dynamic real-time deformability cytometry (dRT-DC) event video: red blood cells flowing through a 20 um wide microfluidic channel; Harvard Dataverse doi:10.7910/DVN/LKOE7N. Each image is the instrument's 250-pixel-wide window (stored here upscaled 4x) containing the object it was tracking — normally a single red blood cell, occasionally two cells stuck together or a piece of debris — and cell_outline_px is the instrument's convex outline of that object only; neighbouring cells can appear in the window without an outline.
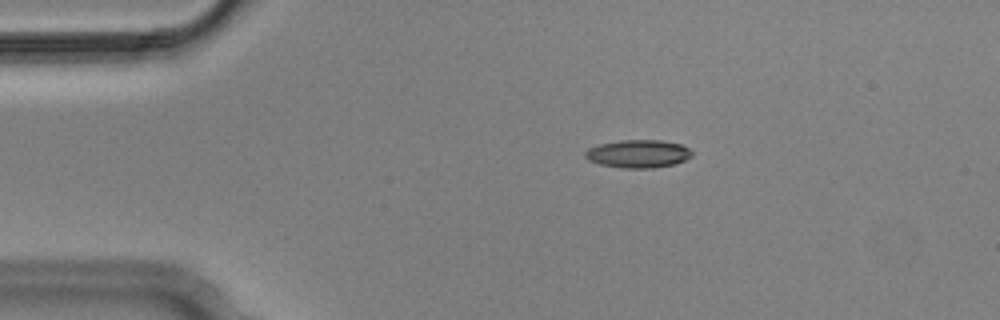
{"species": "Egyptian fruit bat (a non-hibernating species)", "species_latin": "Rousettus aegyptiacus", "temperature_condition": "cold", "stored_images_in_passage": 5, "camera_frame_rate_fps": 3000, "um_per_image_px": 0.085, "animal": {"sex": "male"}, "frame": {"image": 1, "passage_image": 2, "time_ms": 0.333, "image_size_px": [1000, 320], "cell_outline_px": [[692, 156], [676, 164], [652, 168], [620, 168], [600, 164], [588, 160], [584, 156], [584, 152], [588, 148], [600, 144], [620, 140], [660, 140], [680, 144], [688, 148], [692, 152]], "centroid_in_image_um": [54.23, 13.07], "position_along_channel_um": 30.8, "area_um2": 17.46}}
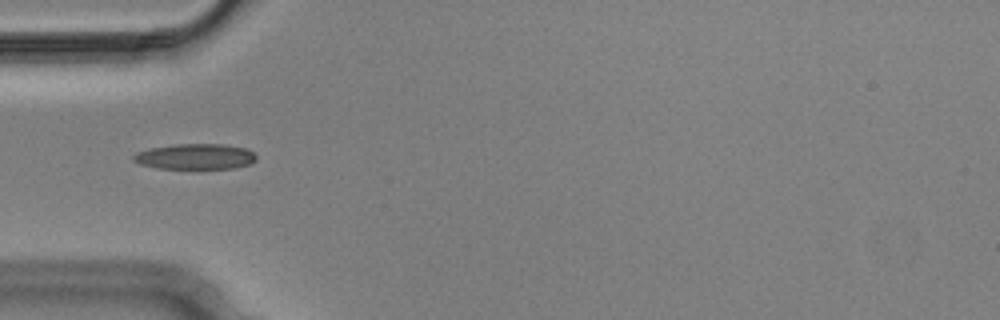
{"frame": {"image": 2, "passage_image": 4, "time_ms": 1.0, "image_size_px": [1000, 320], "cell_outline_px": [[256, 160], [248, 164], [236, 168], [156, 168], [140, 164], [132, 160], [132, 156], [136, 152], [148, 148], [176, 144], [224, 144], [248, 148], [256, 156]], "centroid_in_image_um": [16.58, 13.3], "position_along_channel_um": 68.4, "area_um2": 18.38}}